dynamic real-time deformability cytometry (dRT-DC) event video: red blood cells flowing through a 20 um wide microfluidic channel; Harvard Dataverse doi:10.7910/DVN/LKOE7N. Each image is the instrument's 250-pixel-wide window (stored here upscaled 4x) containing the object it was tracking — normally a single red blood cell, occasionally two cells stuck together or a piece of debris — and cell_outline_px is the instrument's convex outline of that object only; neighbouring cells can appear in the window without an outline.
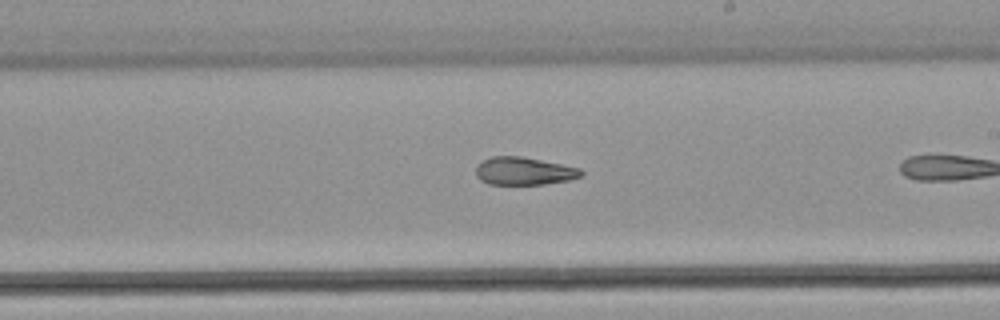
{"species": "common noctule bat (a hibernating species)", "species_latin": "Nyctalus noctula", "temperature_condition": "warm", "stored_images_in_passage": 8, "camera_frame_rate_fps": 3000, "um_per_image_px": 0.085, "animal": {"sex": "male", "body_mass_g": 21.5, "forearm_length_mm": 52.0}, "frame": {"image": 1, "passage_image": 7, "time_ms": 2.0, "image_size_px": [1000, 320], "cell_outline_px": [[584, 172], [580, 176], [568, 180], [544, 184], [488, 184], [480, 180], [476, 176], [476, 164], [492, 156], [520, 156], [580, 168]], "centroid_in_image_um": [44.49, 14.54], "position_along_channel_um": 244.5, "area_um2": 16.94}}